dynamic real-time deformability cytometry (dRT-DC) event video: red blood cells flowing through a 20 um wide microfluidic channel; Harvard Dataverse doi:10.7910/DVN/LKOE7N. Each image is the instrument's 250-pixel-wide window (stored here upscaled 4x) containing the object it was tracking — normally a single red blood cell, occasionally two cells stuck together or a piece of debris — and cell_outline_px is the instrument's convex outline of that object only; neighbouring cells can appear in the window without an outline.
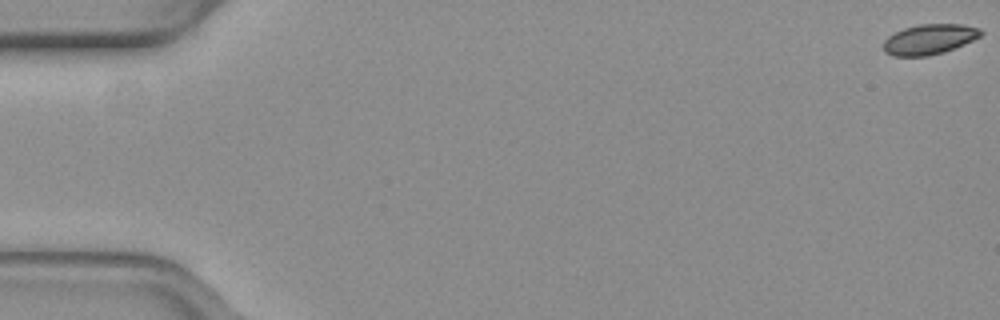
{"species": "common noctule bat (a hibernating species)", "species_latin": "Nyctalus noctula", "temperature_condition": "warm", "stored_images_in_passage": 27, "camera_frame_rate_fps": 3000, "um_per_image_px": 0.085, "animal": {"sex": "female", "body_mass_g": 19.3, "forearm_length_mm": 54.1}, "frame": {"image": 1, "passage_image": 1, "time_ms": 0.0, "image_size_px": [1000, 320], "cell_outline_px": [[984, 32], [980, 36], [964, 44], [944, 52], [928, 56], [892, 56], [884, 52], [884, 40], [888, 36], [904, 28], [920, 24], [964, 24], [980, 28]], "centroid_in_image_um": [79.0, 3.34], "position_along_channel_um": 6.0, "area_um2": 17.17}}
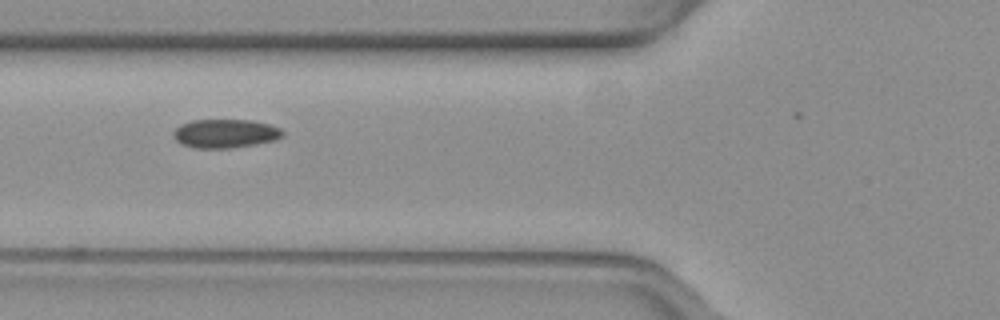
{"frame": {"image": 2, "passage_image": 21, "time_ms": 6.667, "image_size_px": [1000, 320], "cell_outline_px": [[284, 136], [276, 140], [256, 144], [228, 148], [196, 148], [180, 144], [172, 136], [172, 132], [180, 124], [192, 120], [252, 120], [268, 124], [280, 128], [284, 132]], "centroid_in_image_um": [19.13, 11.35], "position_along_channel_um": 106.7, "area_um2": 18.44}}
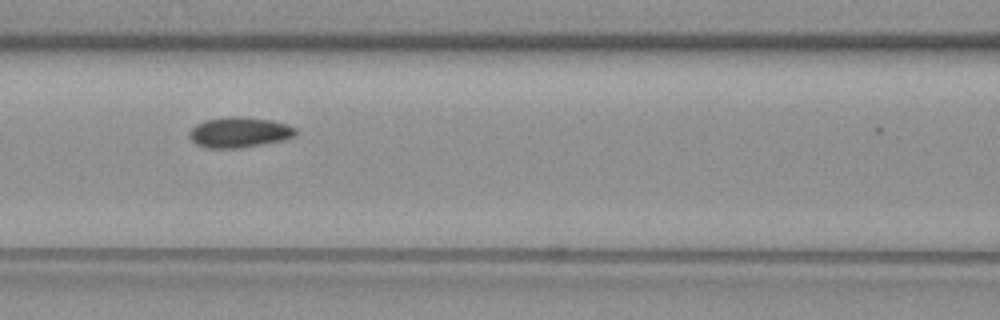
{"frame": {"image": 3, "passage_image": 24, "time_ms": 7.667, "image_size_px": [1000, 320], "cell_outline_px": [[296, 136], [284, 140], [240, 148], [208, 148], [196, 144], [188, 136], [188, 132], [196, 124], [204, 120], [232, 116], [240, 116], [272, 120], [288, 124], [296, 128]], "centroid_in_image_um": [20.35, 11.24], "position_along_channel_um": 146.3, "area_um2": 19.02}}